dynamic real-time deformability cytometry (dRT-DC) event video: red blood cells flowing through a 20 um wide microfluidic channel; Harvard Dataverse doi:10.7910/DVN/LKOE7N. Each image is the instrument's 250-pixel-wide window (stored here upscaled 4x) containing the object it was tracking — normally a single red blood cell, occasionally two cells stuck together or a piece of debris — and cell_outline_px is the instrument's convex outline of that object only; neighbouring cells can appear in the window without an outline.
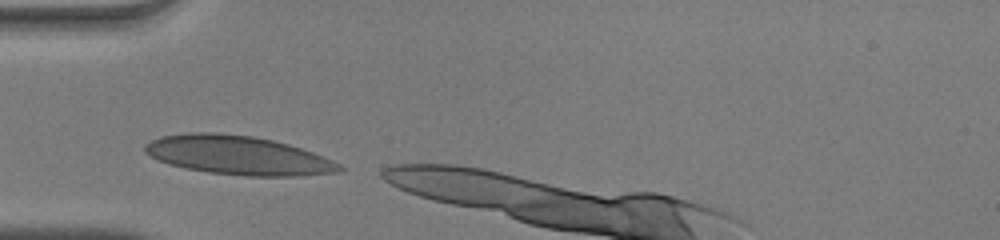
{"species": "human", "species_latin": "Homo sapiens", "temperature_condition": "warm", "stored_images_in_passage": 7, "camera_frame_rate_fps": 3000, "um_per_image_px": 0.085, "donor": {"sex": "male"}, "frame": {"image": 1, "passage_image": 1, "time_ms": 0.0, "image_size_px": [1000, 240], "cell_outline_px": [[348, 168], [340, 172], [296, 176], [248, 176], [208, 172], [184, 168], [168, 164], [144, 152], [144, 144], [160, 136], [192, 132], [216, 132], [252, 136], [272, 140], [288, 144], [312, 152], [332, 160]], "centroid_in_image_um": [20.24, 13.2], "position_along_channel_um": 64.8, "area_um2": 44.1}}
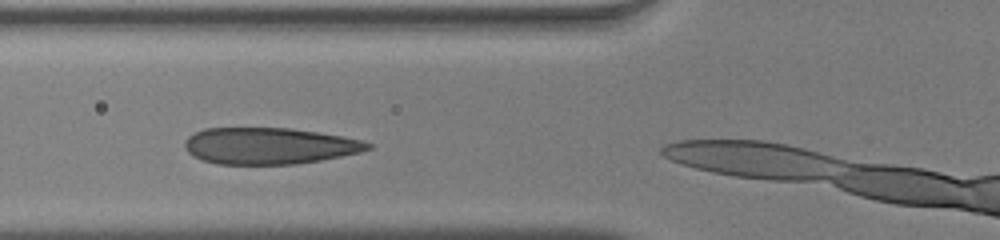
{"frame": {"image": 2, "passage_image": 4, "time_ms": 1.0, "image_size_px": [1000, 240], "cell_outline_px": [[372, 148], [360, 152], [320, 160], [296, 164], [216, 164], [192, 156], [184, 148], [184, 140], [188, 136], [204, 128], [292, 128], [364, 140], [372, 144]], "centroid_in_image_um": [22.86, 12.4], "position_along_channel_um": 102.9, "area_um2": 38.96}}